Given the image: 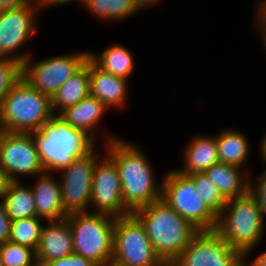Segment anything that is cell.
I'll list each match as a JSON object with an SVG mask.
<instances>
[{
    "label": "cell",
    "mask_w": 266,
    "mask_h": 266,
    "mask_svg": "<svg viewBox=\"0 0 266 266\" xmlns=\"http://www.w3.org/2000/svg\"><path fill=\"white\" fill-rule=\"evenodd\" d=\"M105 143V154L119 171L124 204L132 213L162 199V181L156 183L152 165L139 146L114 136Z\"/></svg>",
    "instance_id": "obj_1"
},
{
    "label": "cell",
    "mask_w": 266,
    "mask_h": 266,
    "mask_svg": "<svg viewBox=\"0 0 266 266\" xmlns=\"http://www.w3.org/2000/svg\"><path fill=\"white\" fill-rule=\"evenodd\" d=\"M133 214L145 227L155 253L167 266L199 232L163 199L136 209Z\"/></svg>",
    "instance_id": "obj_2"
},
{
    "label": "cell",
    "mask_w": 266,
    "mask_h": 266,
    "mask_svg": "<svg viewBox=\"0 0 266 266\" xmlns=\"http://www.w3.org/2000/svg\"><path fill=\"white\" fill-rule=\"evenodd\" d=\"M31 134L41 164L50 173L69 166L74 159L86 155L97 144L85 131L72 127L58 115Z\"/></svg>",
    "instance_id": "obj_3"
},
{
    "label": "cell",
    "mask_w": 266,
    "mask_h": 266,
    "mask_svg": "<svg viewBox=\"0 0 266 266\" xmlns=\"http://www.w3.org/2000/svg\"><path fill=\"white\" fill-rule=\"evenodd\" d=\"M263 211L257 198L246 195L226 201L218 216L215 231L248 261L251 251L260 243L265 230Z\"/></svg>",
    "instance_id": "obj_4"
},
{
    "label": "cell",
    "mask_w": 266,
    "mask_h": 266,
    "mask_svg": "<svg viewBox=\"0 0 266 266\" xmlns=\"http://www.w3.org/2000/svg\"><path fill=\"white\" fill-rule=\"evenodd\" d=\"M54 115L51 98L21 77L0 107V130L32 133L49 122Z\"/></svg>",
    "instance_id": "obj_5"
},
{
    "label": "cell",
    "mask_w": 266,
    "mask_h": 266,
    "mask_svg": "<svg viewBox=\"0 0 266 266\" xmlns=\"http://www.w3.org/2000/svg\"><path fill=\"white\" fill-rule=\"evenodd\" d=\"M89 211L68 214L66 217L71 226L74 253L97 266H106L113 257L116 217L93 213L92 209Z\"/></svg>",
    "instance_id": "obj_6"
},
{
    "label": "cell",
    "mask_w": 266,
    "mask_h": 266,
    "mask_svg": "<svg viewBox=\"0 0 266 266\" xmlns=\"http://www.w3.org/2000/svg\"><path fill=\"white\" fill-rule=\"evenodd\" d=\"M162 199L199 231H214L218 217L206 206L193 181L177 170L162 179Z\"/></svg>",
    "instance_id": "obj_7"
},
{
    "label": "cell",
    "mask_w": 266,
    "mask_h": 266,
    "mask_svg": "<svg viewBox=\"0 0 266 266\" xmlns=\"http://www.w3.org/2000/svg\"><path fill=\"white\" fill-rule=\"evenodd\" d=\"M112 261L123 266H167L133 213L115 220Z\"/></svg>",
    "instance_id": "obj_8"
},
{
    "label": "cell",
    "mask_w": 266,
    "mask_h": 266,
    "mask_svg": "<svg viewBox=\"0 0 266 266\" xmlns=\"http://www.w3.org/2000/svg\"><path fill=\"white\" fill-rule=\"evenodd\" d=\"M89 51L58 55L32 63L31 56L21 65V77L51 99L58 89L89 59Z\"/></svg>",
    "instance_id": "obj_9"
},
{
    "label": "cell",
    "mask_w": 266,
    "mask_h": 266,
    "mask_svg": "<svg viewBox=\"0 0 266 266\" xmlns=\"http://www.w3.org/2000/svg\"><path fill=\"white\" fill-rule=\"evenodd\" d=\"M42 9L40 1L33 0L24 6L0 11V57L14 59L22 65L31 56L26 52L18 54V51L35 34L37 12Z\"/></svg>",
    "instance_id": "obj_10"
},
{
    "label": "cell",
    "mask_w": 266,
    "mask_h": 266,
    "mask_svg": "<svg viewBox=\"0 0 266 266\" xmlns=\"http://www.w3.org/2000/svg\"><path fill=\"white\" fill-rule=\"evenodd\" d=\"M95 149L74 159L69 166L59 171L63 172L60 185L62 205L67 215L89 210L95 166L101 159Z\"/></svg>",
    "instance_id": "obj_11"
},
{
    "label": "cell",
    "mask_w": 266,
    "mask_h": 266,
    "mask_svg": "<svg viewBox=\"0 0 266 266\" xmlns=\"http://www.w3.org/2000/svg\"><path fill=\"white\" fill-rule=\"evenodd\" d=\"M244 255L215 230L199 231L169 266H240Z\"/></svg>",
    "instance_id": "obj_12"
},
{
    "label": "cell",
    "mask_w": 266,
    "mask_h": 266,
    "mask_svg": "<svg viewBox=\"0 0 266 266\" xmlns=\"http://www.w3.org/2000/svg\"><path fill=\"white\" fill-rule=\"evenodd\" d=\"M0 165L12 181L45 172L31 133L0 130Z\"/></svg>",
    "instance_id": "obj_13"
},
{
    "label": "cell",
    "mask_w": 266,
    "mask_h": 266,
    "mask_svg": "<svg viewBox=\"0 0 266 266\" xmlns=\"http://www.w3.org/2000/svg\"><path fill=\"white\" fill-rule=\"evenodd\" d=\"M93 175L90 206L93 213L123 217L132 212L125 206L122 196L120 175L115 163L101 154Z\"/></svg>",
    "instance_id": "obj_14"
},
{
    "label": "cell",
    "mask_w": 266,
    "mask_h": 266,
    "mask_svg": "<svg viewBox=\"0 0 266 266\" xmlns=\"http://www.w3.org/2000/svg\"><path fill=\"white\" fill-rule=\"evenodd\" d=\"M74 253L73 236L68 220L47 221L41 231L36 258L44 265Z\"/></svg>",
    "instance_id": "obj_15"
},
{
    "label": "cell",
    "mask_w": 266,
    "mask_h": 266,
    "mask_svg": "<svg viewBox=\"0 0 266 266\" xmlns=\"http://www.w3.org/2000/svg\"><path fill=\"white\" fill-rule=\"evenodd\" d=\"M89 73L90 95L97 97L108 109L126 105L128 79L103 71L90 58Z\"/></svg>",
    "instance_id": "obj_16"
},
{
    "label": "cell",
    "mask_w": 266,
    "mask_h": 266,
    "mask_svg": "<svg viewBox=\"0 0 266 266\" xmlns=\"http://www.w3.org/2000/svg\"><path fill=\"white\" fill-rule=\"evenodd\" d=\"M35 185L31 188L37 217L46 221H58L65 219L67 214L62 205L61 185L52 173L39 174Z\"/></svg>",
    "instance_id": "obj_17"
},
{
    "label": "cell",
    "mask_w": 266,
    "mask_h": 266,
    "mask_svg": "<svg viewBox=\"0 0 266 266\" xmlns=\"http://www.w3.org/2000/svg\"><path fill=\"white\" fill-rule=\"evenodd\" d=\"M108 108L95 96L88 95L76 105L63 110L58 116L74 128L81 129L94 140L97 125Z\"/></svg>",
    "instance_id": "obj_18"
},
{
    "label": "cell",
    "mask_w": 266,
    "mask_h": 266,
    "mask_svg": "<svg viewBox=\"0 0 266 266\" xmlns=\"http://www.w3.org/2000/svg\"><path fill=\"white\" fill-rule=\"evenodd\" d=\"M241 169L238 166L218 162L204 174L218 187L220 194L227 201L246 195L250 191L249 173H243Z\"/></svg>",
    "instance_id": "obj_19"
},
{
    "label": "cell",
    "mask_w": 266,
    "mask_h": 266,
    "mask_svg": "<svg viewBox=\"0 0 266 266\" xmlns=\"http://www.w3.org/2000/svg\"><path fill=\"white\" fill-rule=\"evenodd\" d=\"M196 137V138H195ZM184 149V167L178 172L189 175L204 173L219 162L218 146L215 137L195 136Z\"/></svg>",
    "instance_id": "obj_20"
},
{
    "label": "cell",
    "mask_w": 266,
    "mask_h": 266,
    "mask_svg": "<svg viewBox=\"0 0 266 266\" xmlns=\"http://www.w3.org/2000/svg\"><path fill=\"white\" fill-rule=\"evenodd\" d=\"M90 94L89 59L86 64L70 77L52 97V109L59 115L66 108L76 105ZM58 110V111H57Z\"/></svg>",
    "instance_id": "obj_21"
},
{
    "label": "cell",
    "mask_w": 266,
    "mask_h": 266,
    "mask_svg": "<svg viewBox=\"0 0 266 266\" xmlns=\"http://www.w3.org/2000/svg\"><path fill=\"white\" fill-rule=\"evenodd\" d=\"M89 58L103 71L128 79L134 72L135 59L131 51L123 45L113 44L99 55L90 52Z\"/></svg>",
    "instance_id": "obj_22"
},
{
    "label": "cell",
    "mask_w": 266,
    "mask_h": 266,
    "mask_svg": "<svg viewBox=\"0 0 266 266\" xmlns=\"http://www.w3.org/2000/svg\"><path fill=\"white\" fill-rule=\"evenodd\" d=\"M216 140L219 162L244 169L250 152L249 142L244 134L229 128L222 130Z\"/></svg>",
    "instance_id": "obj_23"
},
{
    "label": "cell",
    "mask_w": 266,
    "mask_h": 266,
    "mask_svg": "<svg viewBox=\"0 0 266 266\" xmlns=\"http://www.w3.org/2000/svg\"><path fill=\"white\" fill-rule=\"evenodd\" d=\"M19 181H12L8 191L2 198L6 212L10 219L37 217L35 200L31 187L24 186Z\"/></svg>",
    "instance_id": "obj_24"
},
{
    "label": "cell",
    "mask_w": 266,
    "mask_h": 266,
    "mask_svg": "<svg viewBox=\"0 0 266 266\" xmlns=\"http://www.w3.org/2000/svg\"><path fill=\"white\" fill-rule=\"evenodd\" d=\"M82 5L93 16L111 22L123 20L140 11L134 0H85Z\"/></svg>",
    "instance_id": "obj_25"
},
{
    "label": "cell",
    "mask_w": 266,
    "mask_h": 266,
    "mask_svg": "<svg viewBox=\"0 0 266 266\" xmlns=\"http://www.w3.org/2000/svg\"><path fill=\"white\" fill-rule=\"evenodd\" d=\"M44 219L39 217L15 219L11 222L9 241L28 246L35 251L38 248Z\"/></svg>",
    "instance_id": "obj_26"
},
{
    "label": "cell",
    "mask_w": 266,
    "mask_h": 266,
    "mask_svg": "<svg viewBox=\"0 0 266 266\" xmlns=\"http://www.w3.org/2000/svg\"><path fill=\"white\" fill-rule=\"evenodd\" d=\"M194 183L206 206L218 217L226 200L220 194L218 187L204 173L187 175Z\"/></svg>",
    "instance_id": "obj_27"
},
{
    "label": "cell",
    "mask_w": 266,
    "mask_h": 266,
    "mask_svg": "<svg viewBox=\"0 0 266 266\" xmlns=\"http://www.w3.org/2000/svg\"><path fill=\"white\" fill-rule=\"evenodd\" d=\"M0 256L4 266H23L36 258V251L28 246L7 241L0 245Z\"/></svg>",
    "instance_id": "obj_28"
},
{
    "label": "cell",
    "mask_w": 266,
    "mask_h": 266,
    "mask_svg": "<svg viewBox=\"0 0 266 266\" xmlns=\"http://www.w3.org/2000/svg\"><path fill=\"white\" fill-rule=\"evenodd\" d=\"M20 78L21 64L14 59L0 57V107L10 89Z\"/></svg>",
    "instance_id": "obj_29"
},
{
    "label": "cell",
    "mask_w": 266,
    "mask_h": 266,
    "mask_svg": "<svg viewBox=\"0 0 266 266\" xmlns=\"http://www.w3.org/2000/svg\"><path fill=\"white\" fill-rule=\"evenodd\" d=\"M255 183V184H254ZM250 182V191L257 198L258 203L262 207L263 218L266 215V173L261 172L256 181Z\"/></svg>",
    "instance_id": "obj_30"
},
{
    "label": "cell",
    "mask_w": 266,
    "mask_h": 266,
    "mask_svg": "<svg viewBox=\"0 0 266 266\" xmlns=\"http://www.w3.org/2000/svg\"><path fill=\"white\" fill-rule=\"evenodd\" d=\"M44 266H97L91 260L84 258L81 255L73 253L66 257L57 260L46 262Z\"/></svg>",
    "instance_id": "obj_31"
},
{
    "label": "cell",
    "mask_w": 266,
    "mask_h": 266,
    "mask_svg": "<svg viewBox=\"0 0 266 266\" xmlns=\"http://www.w3.org/2000/svg\"><path fill=\"white\" fill-rule=\"evenodd\" d=\"M11 222L9 215L6 212L2 199H0V245L9 241Z\"/></svg>",
    "instance_id": "obj_32"
},
{
    "label": "cell",
    "mask_w": 266,
    "mask_h": 266,
    "mask_svg": "<svg viewBox=\"0 0 266 266\" xmlns=\"http://www.w3.org/2000/svg\"><path fill=\"white\" fill-rule=\"evenodd\" d=\"M258 7L256 9V26L259 31H266V0H258Z\"/></svg>",
    "instance_id": "obj_33"
},
{
    "label": "cell",
    "mask_w": 266,
    "mask_h": 266,
    "mask_svg": "<svg viewBox=\"0 0 266 266\" xmlns=\"http://www.w3.org/2000/svg\"><path fill=\"white\" fill-rule=\"evenodd\" d=\"M12 180L8 176L5 169L0 165V199L4 197V194L8 191V188Z\"/></svg>",
    "instance_id": "obj_34"
},
{
    "label": "cell",
    "mask_w": 266,
    "mask_h": 266,
    "mask_svg": "<svg viewBox=\"0 0 266 266\" xmlns=\"http://www.w3.org/2000/svg\"><path fill=\"white\" fill-rule=\"evenodd\" d=\"M33 0H0V11L14 9L31 3Z\"/></svg>",
    "instance_id": "obj_35"
},
{
    "label": "cell",
    "mask_w": 266,
    "mask_h": 266,
    "mask_svg": "<svg viewBox=\"0 0 266 266\" xmlns=\"http://www.w3.org/2000/svg\"><path fill=\"white\" fill-rule=\"evenodd\" d=\"M42 8L45 10V8H48L49 6H61L65 5L69 2H80L81 4L84 3L85 0H39Z\"/></svg>",
    "instance_id": "obj_36"
},
{
    "label": "cell",
    "mask_w": 266,
    "mask_h": 266,
    "mask_svg": "<svg viewBox=\"0 0 266 266\" xmlns=\"http://www.w3.org/2000/svg\"><path fill=\"white\" fill-rule=\"evenodd\" d=\"M245 264L247 266H266V251L258 254V256H256L254 260L251 261V263L250 261H245Z\"/></svg>",
    "instance_id": "obj_37"
},
{
    "label": "cell",
    "mask_w": 266,
    "mask_h": 266,
    "mask_svg": "<svg viewBox=\"0 0 266 266\" xmlns=\"http://www.w3.org/2000/svg\"><path fill=\"white\" fill-rule=\"evenodd\" d=\"M137 7L142 11L146 8L149 9V7L155 6V4H159L162 0H134Z\"/></svg>",
    "instance_id": "obj_38"
},
{
    "label": "cell",
    "mask_w": 266,
    "mask_h": 266,
    "mask_svg": "<svg viewBox=\"0 0 266 266\" xmlns=\"http://www.w3.org/2000/svg\"><path fill=\"white\" fill-rule=\"evenodd\" d=\"M263 139H261V144H260V155L262 156V158L264 159V162H266V133L264 134V136L262 137ZM266 164V163H265ZM263 172L266 173V170H264Z\"/></svg>",
    "instance_id": "obj_39"
},
{
    "label": "cell",
    "mask_w": 266,
    "mask_h": 266,
    "mask_svg": "<svg viewBox=\"0 0 266 266\" xmlns=\"http://www.w3.org/2000/svg\"><path fill=\"white\" fill-rule=\"evenodd\" d=\"M23 266H44V265L37 258H35L32 262Z\"/></svg>",
    "instance_id": "obj_40"
},
{
    "label": "cell",
    "mask_w": 266,
    "mask_h": 266,
    "mask_svg": "<svg viewBox=\"0 0 266 266\" xmlns=\"http://www.w3.org/2000/svg\"><path fill=\"white\" fill-rule=\"evenodd\" d=\"M260 34L262 36L263 46H265V49H266V31H261Z\"/></svg>",
    "instance_id": "obj_41"
},
{
    "label": "cell",
    "mask_w": 266,
    "mask_h": 266,
    "mask_svg": "<svg viewBox=\"0 0 266 266\" xmlns=\"http://www.w3.org/2000/svg\"><path fill=\"white\" fill-rule=\"evenodd\" d=\"M106 266H123V265L111 261V262H110L109 264H107Z\"/></svg>",
    "instance_id": "obj_42"
},
{
    "label": "cell",
    "mask_w": 266,
    "mask_h": 266,
    "mask_svg": "<svg viewBox=\"0 0 266 266\" xmlns=\"http://www.w3.org/2000/svg\"><path fill=\"white\" fill-rule=\"evenodd\" d=\"M0 266H4L2 259H1V256H0Z\"/></svg>",
    "instance_id": "obj_43"
},
{
    "label": "cell",
    "mask_w": 266,
    "mask_h": 266,
    "mask_svg": "<svg viewBox=\"0 0 266 266\" xmlns=\"http://www.w3.org/2000/svg\"><path fill=\"white\" fill-rule=\"evenodd\" d=\"M240 266H247V265L245 264V261H244Z\"/></svg>",
    "instance_id": "obj_44"
}]
</instances>
